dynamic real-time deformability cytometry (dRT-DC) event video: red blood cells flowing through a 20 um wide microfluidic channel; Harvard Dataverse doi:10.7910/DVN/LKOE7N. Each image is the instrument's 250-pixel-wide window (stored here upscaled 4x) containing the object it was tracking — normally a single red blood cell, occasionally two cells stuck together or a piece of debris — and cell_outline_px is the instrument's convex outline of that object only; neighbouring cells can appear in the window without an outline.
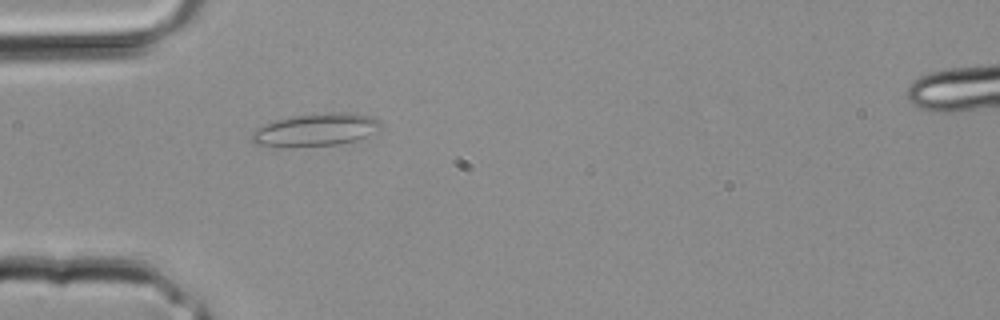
{"species": "common noctule bat (a hibernating species)", "species_latin": "Nyctalus noctula", "temperature_condition": "room temperature", "stored_images_in_passage": 2, "camera_frame_rate_fps": 3000, "um_per_image_px": 0.085, "animal": {"sex": "male", "body_mass_g": 20.4}, "frame": {"image": 1, "passage_image": 1, "time_ms": 0.0, "image_size_px": [1000, 320], "cell_outline_px": [[380, 124], [364, 136], [356, 140], [340, 144], [252, 144], [252, 132], [256, 128], [264, 124], [276, 120], [296, 116], [332, 112], [352, 112], [372, 116], [380, 120]], "centroid_in_image_um": [26.85, 10.98], "position_along_channel_um": 58.1, "area_um2": 23.18}}